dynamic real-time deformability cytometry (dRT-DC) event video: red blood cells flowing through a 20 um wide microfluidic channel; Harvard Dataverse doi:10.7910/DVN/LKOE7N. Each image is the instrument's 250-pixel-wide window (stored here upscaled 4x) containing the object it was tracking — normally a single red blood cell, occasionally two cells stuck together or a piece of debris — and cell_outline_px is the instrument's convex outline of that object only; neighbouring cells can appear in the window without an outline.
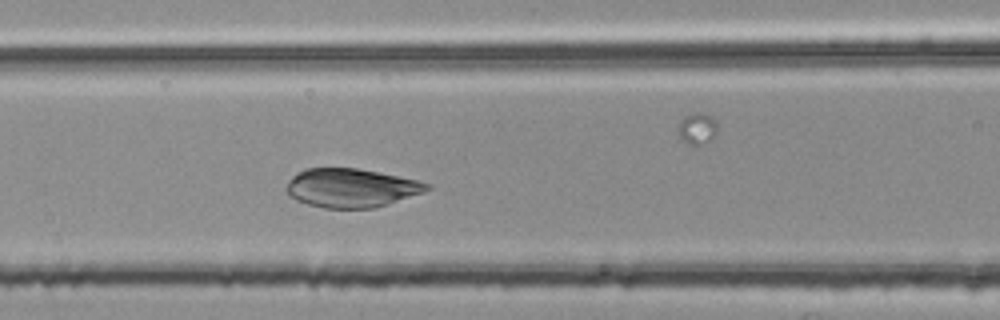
{"species": "common noctule bat (a hibernating species)", "species_latin": "Nyctalus noctula", "temperature_condition": "room temperature", "stored_images_in_passage": 44, "camera_frame_rate_fps": 3000, "um_per_image_px": 0.085, "animal": {"sex": "female", "body_mass_g": 25.1}, "frame": {"image": 1, "passage_image": 17, "time_ms": 5.333, "image_size_px": [1000, 320], "cell_outline_px": [[432, 188], [424, 192], [388, 204], [372, 208], [324, 208], [308, 204], [296, 200], [284, 188], [292, 176], [296, 172], [304, 168], [356, 168], [416, 180], [432, 184]], "centroid_in_image_um": [29.84, 15.97], "position_along_channel_um": 136.8, "area_um2": 31.62}}
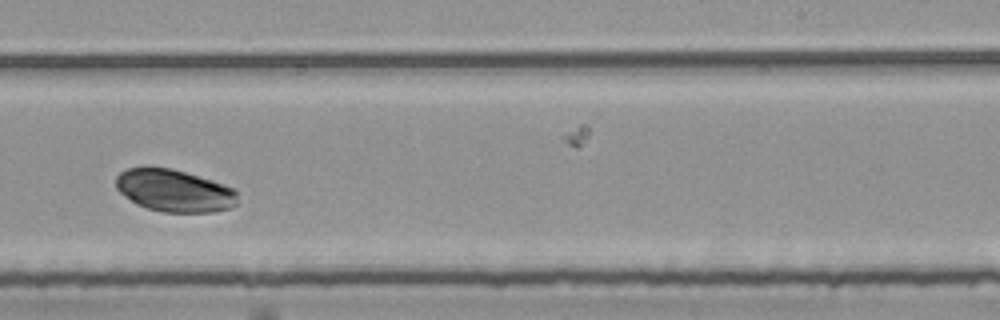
{"frame": {"image": 2, "passage_image": 28, "time_ms": 9.0, "image_size_px": [1000, 320], "cell_outline_px": [[236, 204], [232, 208], [212, 212], [164, 212], [144, 208], [136, 204], [120, 192], [116, 188], [116, 176], [120, 172], [128, 168], [144, 164], [172, 168], [232, 188], [236, 192]], "centroid_in_image_um": [14.73, 16.18], "position_along_channel_um": 274.3, "area_um2": 30.17}}
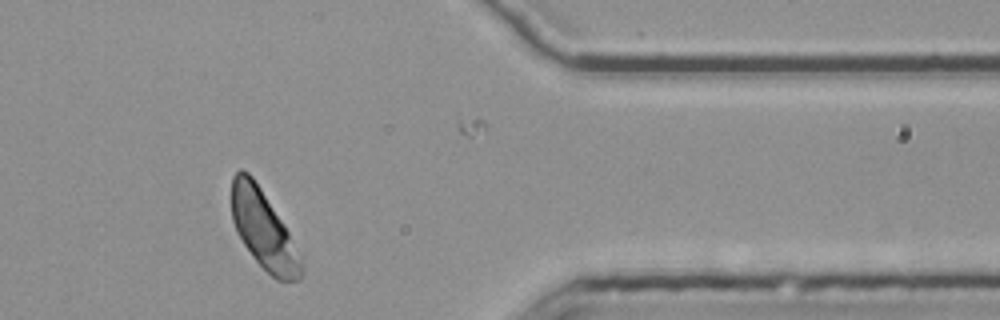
{"frame": {"image": 3, "passage_image": 39, "time_ms": 12.667, "image_size_px": [1000, 320], "cell_outline_px": [[304, 268], [300, 280], [276, 280], [252, 256], [236, 232], [232, 220], [232, 176], [240, 168], [248, 172], [252, 176], [284, 224], [304, 264]], "centroid_in_image_um": [22.39, 19.53], "position_along_channel_um": 389.0, "area_um2": 31.39}}